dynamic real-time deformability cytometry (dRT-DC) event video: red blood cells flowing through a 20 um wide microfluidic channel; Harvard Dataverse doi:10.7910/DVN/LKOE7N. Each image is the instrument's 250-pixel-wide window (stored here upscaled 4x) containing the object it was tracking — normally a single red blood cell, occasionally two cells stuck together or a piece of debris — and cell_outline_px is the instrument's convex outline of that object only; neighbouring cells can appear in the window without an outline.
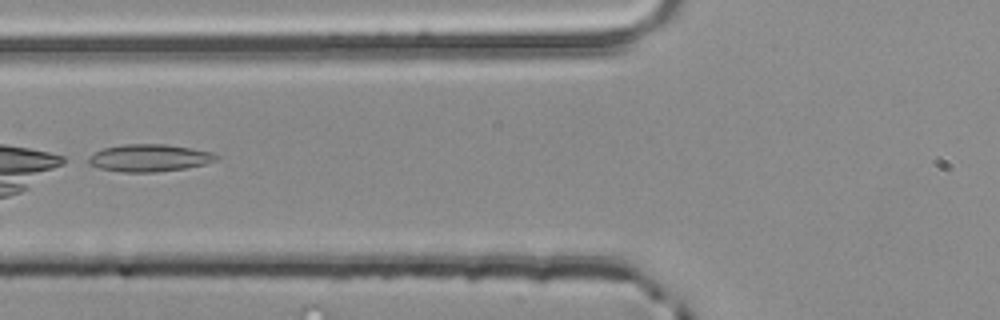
{"species": "common noctule bat (a hibernating species)", "species_latin": "Nyctalus noctula", "temperature_condition": "room temperature", "stored_images_in_passage": 5, "segment_of_instrument_passage": [2, 2], "camera_frame_rate_fps": 3000, "um_per_image_px": 0.085, "animal": {"sex": "male", "body_mass_g": 20.4}, "frame": {"image": 1, "passage_image": 5, "time_ms": 1.333, "image_size_px": [1000, 320], "cell_outline_px": [[220, 156], [216, 160], [204, 164], [188, 168], [156, 172], [124, 172], [100, 168], [88, 164], [88, 156], [104, 148], [124, 144], [168, 144], [192, 148], [212, 152]], "centroid_in_image_um": [12.72, 13.42], "position_along_channel_um": 113.1, "area_um2": 20.4}}